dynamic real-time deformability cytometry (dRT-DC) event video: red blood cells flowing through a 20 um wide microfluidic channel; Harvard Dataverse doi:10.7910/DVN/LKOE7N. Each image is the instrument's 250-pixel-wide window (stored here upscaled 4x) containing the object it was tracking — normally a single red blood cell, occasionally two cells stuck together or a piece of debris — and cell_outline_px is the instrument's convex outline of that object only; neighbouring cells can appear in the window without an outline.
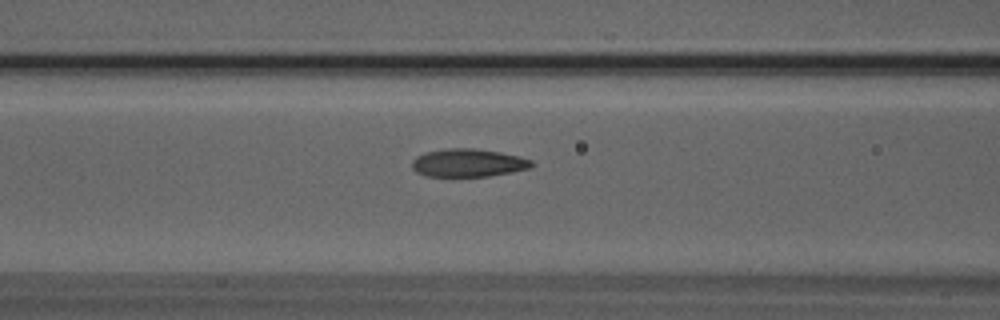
{"species": "Egyptian fruit bat (a non-hibernating species)", "species_latin": "Rousettus aegyptiacus", "temperature_condition": "room temperature", "stored_images_in_passage": 50, "camera_frame_rate_fps": 3000, "um_per_image_px": 0.085, "animal": {"sex": "male"}, "frame": {"image": 1, "passage_image": 20, "time_ms": 6.333, "image_size_px": [1000, 320], "cell_outline_px": [[536, 164], [528, 168], [512, 172], [488, 176], [424, 176], [416, 172], [412, 168], [412, 160], [416, 156], [424, 152], [448, 148], [476, 148], [500, 152], [520, 156], [532, 160]], "centroid_in_image_um": [39.78, 13.83], "position_along_channel_um": 126.8, "area_um2": 19.71}}
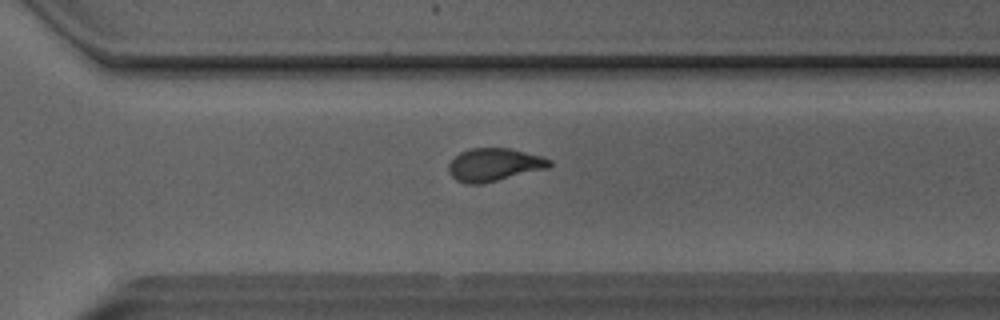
{"frame": {"image": 2, "passage_image": 35, "time_ms": 11.333, "image_size_px": [1000, 320], "cell_outline_px": [[552, 164], [548, 168], [484, 184], [464, 184], [456, 180], [448, 172], [448, 164], [460, 152], [472, 148], [512, 148], [540, 156], [552, 160]], "centroid_in_image_um": [42.0, 14.01], "position_along_channel_um": 328.6, "area_um2": 19.54}}
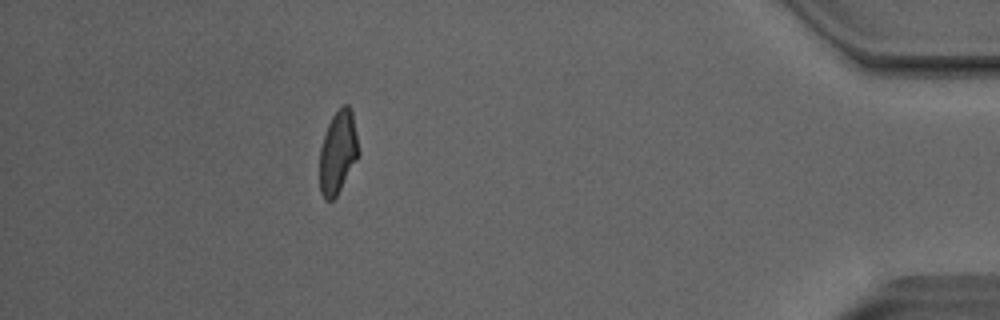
{"frame": {"image": 3, "passage_image": 45, "time_ms": 14.667, "image_size_px": [1000, 320], "cell_outline_px": [[360, 152], [356, 160], [336, 196], [332, 200], [324, 200], [320, 192], [320, 148], [328, 124], [332, 116], [344, 104], [348, 104], [352, 112]], "centroid_in_image_um": [28.72, 12.94], "position_along_channel_um": 406.5, "area_um2": 18.55}, "authors_computed_cell_mechanics": {"area_um2": 19.7098, "velocity_mm_per_s": 4.048, "shape_relaxation_time_tau1_ms": 5.0425, "shape_relaxation_time_tau2_ms": 1.3693, "deformation_change_tau1": 0.1858, "deformation_change_tau2": 0.0935}}